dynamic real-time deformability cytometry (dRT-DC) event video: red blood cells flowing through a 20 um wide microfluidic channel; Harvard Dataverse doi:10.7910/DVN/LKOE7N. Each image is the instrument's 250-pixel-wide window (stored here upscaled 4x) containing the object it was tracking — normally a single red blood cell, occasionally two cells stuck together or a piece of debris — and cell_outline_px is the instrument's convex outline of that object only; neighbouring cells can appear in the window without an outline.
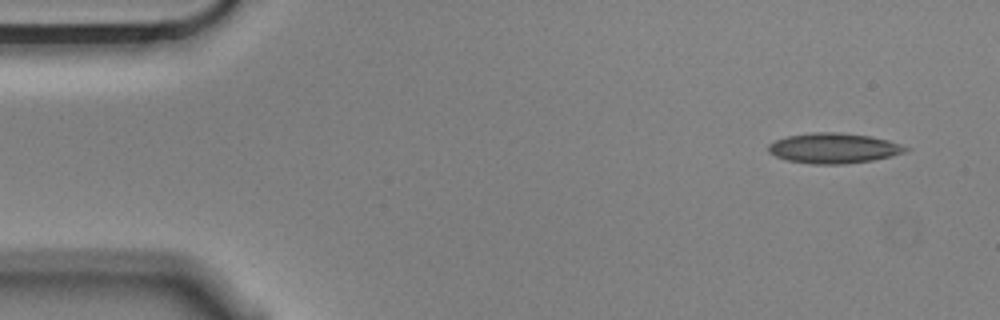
{"species": "Egyptian fruit bat (a non-hibernating species)", "species_latin": "Rousettus aegyptiacus", "temperature_condition": "cold", "stored_images_in_passage": 2, "camera_frame_rate_fps": 3000, "um_per_image_px": 0.085, "animal": {"sex": "male"}, "frame": {"image": 1, "passage_image": 1, "time_ms": 0.0, "image_size_px": [1000, 320], "cell_outline_px": [[912, 148], [908, 152], [892, 156], [872, 160], [844, 164], [812, 164], [788, 160], [776, 156], [768, 152], [768, 144], [776, 140], [788, 136], [816, 132], [832, 132], [868, 136], [888, 140]], "centroid_in_image_um": [70.9, 12.6], "position_along_channel_um": 14.1, "area_um2": 24.04}}
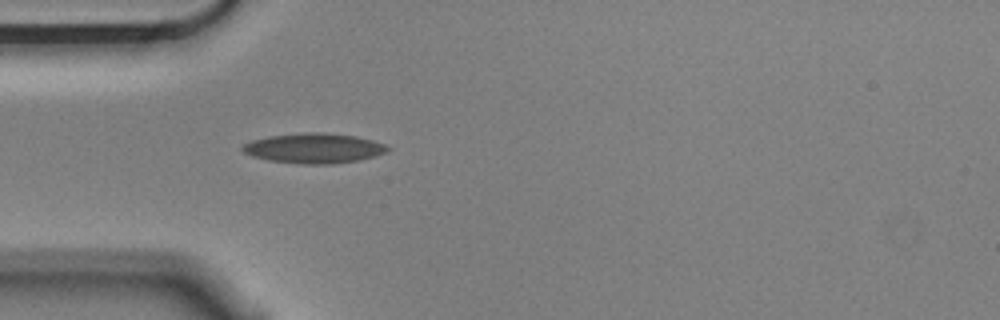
{"frame": {"image": 2, "passage_image": 2, "time_ms": 0.333, "image_size_px": [1000, 320], "cell_outline_px": [[392, 148], [388, 152], [376, 156], [360, 160], [332, 164], [300, 164], [268, 160], [252, 156], [244, 152], [240, 148], [244, 144], [252, 140], [268, 136], [308, 132], [320, 132], [356, 136], [372, 140], [384, 144]], "centroid_in_image_um": [26.71, 12.6], "position_along_channel_um": 58.3, "area_um2": 25.49}}